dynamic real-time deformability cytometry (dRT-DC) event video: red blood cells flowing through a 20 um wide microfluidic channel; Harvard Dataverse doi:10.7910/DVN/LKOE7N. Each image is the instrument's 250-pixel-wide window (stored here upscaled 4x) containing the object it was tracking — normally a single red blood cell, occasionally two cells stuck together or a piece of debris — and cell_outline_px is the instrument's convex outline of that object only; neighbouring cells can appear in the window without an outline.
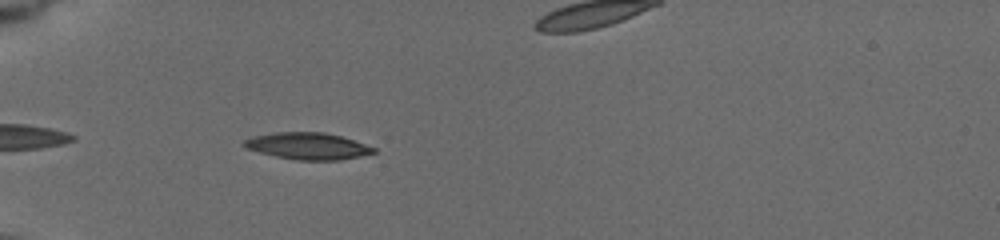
{"species": "common noctule bat (a hibernating species)", "species_latin": "Nyctalus noctula", "temperature_condition": "cold", "stored_images_in_passage": 19, "camera_frame_rate_fps": 3000, "um_per_image_px": 0.085, "animal": {"sex": "female", "body_mass_g": 19.5, "forearm_length_mm": 54.1}, "frame": {"image": 1, "passage_image": 4, "time_ms": 1.0, "image_size_px": [1000, 240], "cell_outline_px": [[376, 152], [360, 156], [340, 160], [296, 160], [276, 156], [244, 148], [240, 144], [244, 140], [252, 136], [276, 132], [324, 132], [340, 136], [376, 148]], "centroid_in_image_um": [26.11, 12.41], "position_along_channel_um": 58.9, "area_um2": 20.17}}
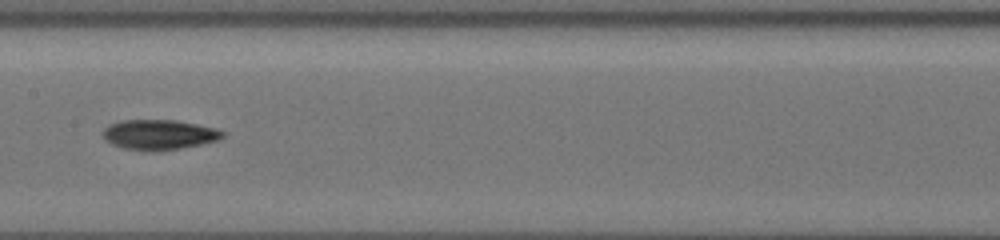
{"frame": {"image": 2, "passage_image": 13, "time_ms": 5.0, "image_size_px": [1000, 240], "cell_outline_px": [[224, 136], [220, 140], [180, 148], [152, 152], [124, 148], [112, 144], [104, 140], [100, 132], [108, 124], [124, 120], [176, 120], [216, 128], [224, 132]], "centroid_in_image_um": [13.48, 11.45], "position_along_channel_um": 193.9, "area_um2": 21.15}}
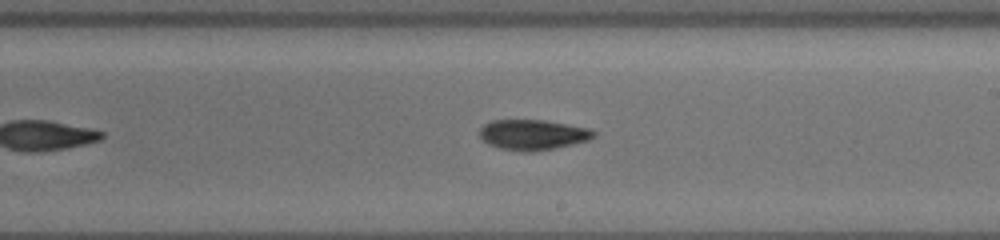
{"frame": {"image": 3, "passage_image": 18, "time_ms": 6.333, "image_size_px": [1000, 240], "cell_outline_px": [[596, 136], [588, 140], [572, 144], [532, 152], [520, 152], [500, 148], [488, 144], [480, 136], [480, 128], [484, 124], [492, 120], [544, 120], [588, 128], [596, 132]], "centroid_in_image_um": [45.27, 11.45], "position_along_channel_um": 243.7, "area_um2": 20.06}}